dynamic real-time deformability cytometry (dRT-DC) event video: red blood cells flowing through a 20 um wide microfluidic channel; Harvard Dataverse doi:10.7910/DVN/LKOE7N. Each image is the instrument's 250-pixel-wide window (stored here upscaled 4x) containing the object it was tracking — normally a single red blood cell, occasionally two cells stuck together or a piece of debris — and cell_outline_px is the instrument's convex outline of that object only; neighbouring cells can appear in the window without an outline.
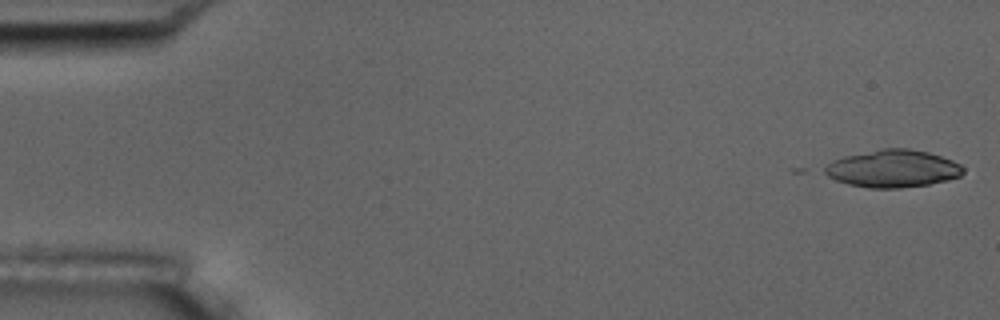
{"species": "common noctule bat (a hibernating species)", "species_latin": "Nyctalus noctula", "temperature_condition": "room temperature", "stored_images_in_passage": 5, "camera_frame_rate_fps": 3000, "um_per_image_px": 0.085, "animal": {"sex": "male", "body_mass_g": 17.5, "forearm_length_mm": 52.3}, "frame": {"image": 1, "passage_image": 1, "time_ms": 0.0, "image_size_px": [1000, 320], "cell_outline_px": [[964, 172], [960, 176], [948, 180], [928, 184], [900, 188], [868, 188], [848, 184], [836, 180], [820, 172], [820, 168], [832, 160], [844, 156], [880, 148], [908, 148], [928, 152], [952, 160], [960, 164], [964, 168]], "centroid_in_image_um": [75.83, 14.33], "position_along_channel_um": 9.2, "area_um2": 30.58}}